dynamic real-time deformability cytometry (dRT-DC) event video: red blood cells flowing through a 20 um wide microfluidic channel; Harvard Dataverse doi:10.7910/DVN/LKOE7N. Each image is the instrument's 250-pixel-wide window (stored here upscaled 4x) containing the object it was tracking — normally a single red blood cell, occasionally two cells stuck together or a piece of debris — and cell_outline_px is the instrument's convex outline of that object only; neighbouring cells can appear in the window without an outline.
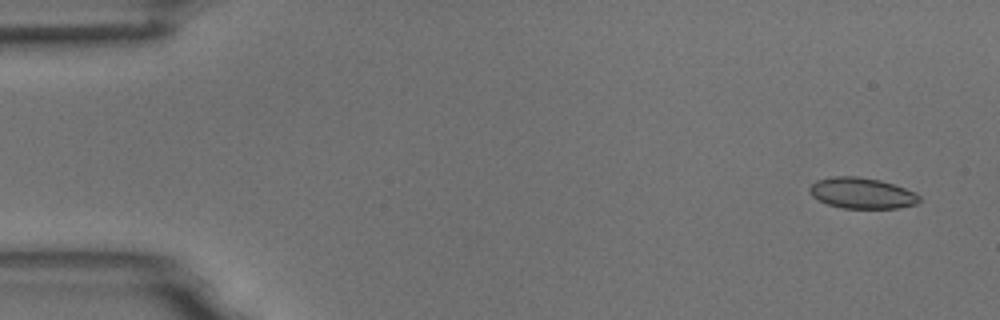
{"species": "common noctule bat (a hibernating species)", "species_latin": "Nyctalus noctula", "temperature_condition": "room temperature", "stored_images_in_passage": 9, "camera_frame_rate_fps": 3000, "um_per_image_px": 0.085, "animal": {"sex": "male", "body_mass_g": 18.8}, "frame": {"image": 1, "passage_image": 1, "time_ms": 0.0, "image_size_px": [1000, 320], "cell_outline_px": [[920, 200], [916, 204], [896, 208], [844, 208], [828, 204], [812, 196], [808, 192], [808, 188], [816, 180], [832, 176], [856, 176], [880, 180], [916, 192], [920, 196]], "centroid_in_image_um": [73.24, 16.41], "position_along_channel_um": 11.8, "area_um2": 19.71}}
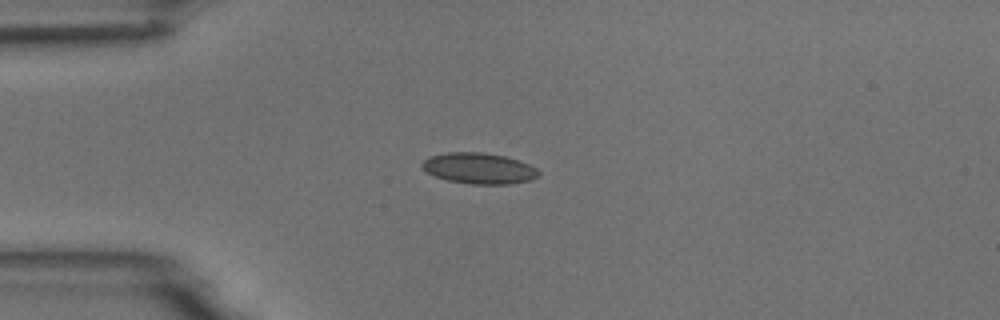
{"frame": {"image": 2, "passage_image": 4, "time_ms": 3.667, "image_size_px": [1000, 320], "cell_outline_px": [[540, 172], [532, 180], [508, 184], [472, 184], [448, 180], [436, 176], [428, 172], [420, 164], [428, 156], [448, 152], [484, 152], [504, 156], [528, 164], [536, 168]], "centroid_in_image_um": [40.7, 14.3], "position_along_channel_um": 44.3, "area_um2": 20.81}}
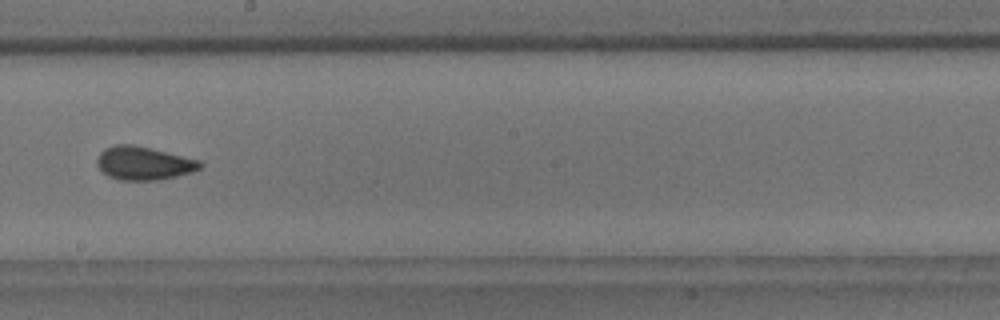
{"frame": {"image": 3, "passage_image": 9, "time_ms": 9.333, "image_size_px": [1000, 320], "cell_outline_px": [[204, 164], [200, 168], [192, 172], [160, 180], [120, 180], [108, 176], [96, 164], [96, 160], [100, 152], [104, 148], [116, 144], [132, 144], [200, 160]], "centroid_in_image_um": [12.2, 13.87], "position_along_channel_um": 236.0, "area_um2": 20.0}}